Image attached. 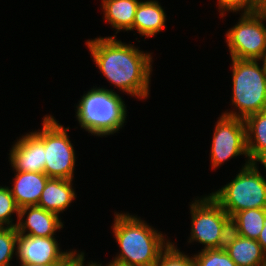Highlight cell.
<instances>
[{
    "label": "cell",
    "instance_id": "6da1fadb",
    "mask_svg": "<svg viewBox=\"0 0 266 266\" xmlns=\"http://www.w3.org/2000/svg\"><path fill=\"white\" fill-rule=\"evenodd\" d=\"M115 37L87 40L95 64L106 79L123 92L137 98H147L152 71L151 53H144Z\"/></svg>",
    "mask_w": 266,
    "mask_h": 266
},
{
    "label": "cell",
    "instance_id": "7a4b0ae2",
    "mask_svg": "<svg viewBox=\"0 0 266 266\" xmlns=\"http://www.w3.org/2000/svg\"><path fill=\"white\" fill-rule=\"evenodd\" d=\"M144 222L129 213L115 214L112 228L121 252L111 263L153 266L157 262L160 253L170 241H166L162 233Z\"/></svg>",
    "mask_w": 266,
    "mask_h": 266
},
{
    "label": "cell",
    "instance_id": "3957f363",
    "mask_svg": "<svg viewBox=\"0 0 266 266\" xmlns=\"http://www.w3.org/2000/svg\"><path fill=\"white\" fill-rule=\"evenodd\" d=\"M114 90L92 88L77 105L76 117L88 133L106 136L122 128L126 119V106Z\"/></svg>",
    "mask_w": 266,
    "mask_h": 266
},
{
    "label": "cell",
    "instance_id": "277c9868",
    "mask_svg": "<svg viewBox=\"0 0 266 266\" xmlns=\"http://www.w3.org/2000/svg\"><path fill=\"white\" fill-rule=\"evenodd\" d=\"M232 60V104L235 111L223 115L245 119L247 116L266 110V68L257 60Z\"/></svg>",
    "mask_w": 266,
    "mask_h": 266
},
{
    "label": "cell",
    "instance_id": "5b68a950",
    "mask_svg": "<svg viewBox=\"0 0 266 266\" xmlns=\"http://www.w3.org/2000/svg\"><path fill=\"white\" fill-rule=\"evenodd\" d=\"M257 164L247 160L234 180L210 194L231 218L242 210L266 208V179Z\"/></svg>",
    "mask_w": 266,
    "mask_h": 266
},
{
    "label": "cell",
    "instance_id": "8992f818",
    "mask_svg": "<svg viewBox=\"0 0 266 266\" xmlns=\"http://www.w3.org/2000/svg\"><path fill=\"white\" fill-rule=\"evenodd\" d=\"M192 217L191 238L188 242L198 241L204 249L224 248L231 230V217L210 196L195 200L190 205Z\"/></svg>",
    "mask_w": 266,
    "mask_h": 266
},
{
    "label": "cell",
    "instance_id": "52a82bcc",
    "mask_svg": "<svg viewBox=\"0 0 266 266\" xmlns=\"http://www.w3.org/2000/svg\"><path fill=\"white\" fill-rule=\"evenodd\" d=\"M42 131L34 133L44 142L45 167L44 173L49 178L73 179L76 162L74 147L69 140L67 131L53 116H45Z\"/></svg>",
    "mask_w": 266,
    "mask_h": 266
},
{
    "label": "cell",
    "instance_id": "ba28073f",
    "mask_svg": "<svg viewBox=\"0 0 266 266\" xmlns=\"http://www.w3.org/2000/svg\"><path fill=\"white\" fill-rule=\"evenodd\" d=\"M266 16L244 11L239 22L226 33L230 57L241 60H263L266 54Z\"/></svg>",
    "mask_w": 266,
    "mask_h": 266
},
{
    "label": "cell",
    "instance_id": "9c48e42d",
    "mask_svg": "<svg viewBox=\"0 0 266 266\" xmlns=\"http://www.w3.org/2000/svg\"><path fill=\"white\" fill-rule=\"evenodd\" d=\"M213 134L210 152L212 168H218L235 156L248 157L244 119L222 114Z\"/></svg>",
    "mask_w": 266,
    "mask_h": 266
},
{
    "label": "cell",
    "instance_id": "30bf717a",
    "mask_svg": "<svg viewBox=\"0 0 266 266\" xmlns=\"http://www.w3.org/2000/svg\"><path fill=\"white\" fill-rule=\"evenodd\" d=\"M16 255L21 262L35 264L66 263L77 251L62 252L55 237L18 234Z\"/></svg>",
    "mask_w": 266,
    "mask_h": 266
},
{
    "label": "cell",
    "instance_id": "8fae6325",
    "mask_svg": "<svg viewBox=\"0 0 266 266\" xmlns=\"http://www.w3.org/2000/svg\"><path fill=\"white\" fill-rule=\"evenodd\" d=\"M9 155L15 171L44 173L45 146L34 132L22 136L13 145Z\"/></svg>",
    "mask_w": 266,
    "mask_h": 266
},
{
    "label": "cell",
    "instance_id": "7c38bea8",
    "mask_svg": "<svg viewBox=\"0 0 266 266\" xmlns=\"http://www.w3.org/2000/svg\"><path fill=\"white\" fill-rule=\"evenodd\" d=\"M27 218L24 220V216ZM16 223L18 234L54 237V233L63 228L59 215L38 206H26L19 209V218ZM29 230V231H27ZM28 232V233H25Z\"/></svg>",
    "mask_w": 266,
    "mask_h": 266
},
{
    "label": "cell",
    "instance_id": "4fadbf2b",
    "mask_svg": "<svg viewBox=\"0 0 266 266\" xmlns=\"http://www.w3.org/2000/svg\"><path fill=\"white\" fill-rule=\"evenodd\" d=\"M224 249L237 266H266V253L255 239L228 233Z\"/></svg>",
    "mask_w": 266,
    "mask_h": 266
},
{
    "label": "cell",
    "instance_id": "5bb4252c",
    "mask_svg": "<svg viewBox=\"0 0 266 266\" xmlns=\"http://www.w3.org/2000/svg\"><path fill=\"white\" fill-rule=\"evenodd\" d=\"M14 185L10 188L18 208L37 206L49 177L45 173L15 171Z\"/></svg>",
    "mask_w": 266,
    "mask_h": 266
},
{
    "label": "cell",
    "instance_id": "9a60e30c",
    "mask_svg": "<svg viewBox=\"0 0 266 266\" xmlns=\"http://www.w3.org/2000/svg\"><path fill=\"white\" fill-rule=\"evenodd\" d=\"M72 181L63 178H49L37 206L58 215L65 211L76 198Z\"/></svg>",
    "mask_w": 266,
    "mask_h": 266
},
{
    "label": "cell",
    "instance_id": "2e32d148",
    "mask_svg": "<svg viewBox=\"0 0 266 266\" xmlns=\"http://www.w3.org/2000/svg\"><path fill=\"white\" fill-rule=\"evenodd\" d=\"M165 21L164 9L157 1H140L131 30L135 29L142 36L152 37L166 27Z\"/></svg>",
    "mask_w": 266,
    "mask_h": 266
},
{
    "label": "cell",
    "instance_id": "e0dca14e",
    "mask_svg": "<svg viewBox=\"0 0 266 266\" xmlns=\"http://www.w3.org/2000/svg\"><path fill=\"white\" fill-rule=\"evenodd\" d=\"M139 0H102L104 17L114 29H132Z\"/></svg>",
    "mask_w": 266,
    "mask_h": 266
},
{
    "label": "cell",
    "instance_id": "ac0fdd59",
    "mask_svg": "<svg viewBox=\"0 0 266 266\" xmlns=\"http://www.w3.org/2000/svg\"><path fill=\"white\" fill-rule=\"evenodd\" d=\"M244 121L248 161L255 163L266 152V110L251 114Z\"/></svg>",
    "mask_w": 266,
    "mask_h": 266
},
{
    "label": "cell",
    "instance_id": "d6986e66",
    "mask_svg": "<svg viewBox=\"0 0 266 266\" xmlns=\"http://www.w3.org/2000/svg\"><path fill=\"white\" fill-rule=\"evenodd\" d=\"M266 222V208L246 209L231 218V230L239 236L257 240Z\"/></svg>",
    "mask_w": 266,
    "mask_h": 266
},
{
    "label": "cell",
    "instance_id": "ffe728a7",
    "mask_svg": "<svg viewBox=\"0 0 266 266\" xmlns=\"http://www.w3.org/2000/svg\"><path fill=\"white\" fill-rule=\"evenodd\" d=\"M201 250L193 256L194 266H237L224 248Z\"/></svg>",
    "mask_w": 266,
    "mask_h": 266
},
{
    "label": "cell",
    "instance_id": "44dd1931",
    "mask_svg": "<svg viewBox=\"0 0 266 266\" xmlns=\"http://www.w3.org/2000/svg\"><path fill=\"white\" fill-rule=\"evenodd\" d=\"M17 237L16 227H0V266H11L10 260L16 250Z\"/></svg>",
    "mask_w": 266,
    "mask_h": 266
},
{
    "label": "cell",
    "instance_id": "7402d4cb",
    "mask_svg": "<svg viewBox=\"0 0 266 266\" xmlns=\"http://www.w3.org/2000/svg\"><path fill=\"white\" fill-rule=\"evenodd\" d=\"M17 214L19 218V208L12 196L10 187L0 186V227H16L17 224L12 223L11 214Z\"/></svg>",
    "mask_w": 266,
    "mask_h": 266
},
{
    "label": "cell",
    "instance_id": "603a6c76",
    "mask_svg": "<svg viewBox=\"0 0 266 266\" xmlns=\"http://www.w3.org/2000/svg\"><path fill=\"white\" fill-rule=\"evenodd\" d=\"M153 266H194L193 257H188L184 253L180 252L175 245L170 244L163 250L157 262Z\"/></svg>",
    "mask_w": 266,
    "mask_h": 266
},
{
    "label": "cell",
    "instance_id": "cb8c5ba5",
    "mask_svg": "<svg viewBox=\"0 0 266 266\" xmlns=\"http://www.w3.org/2000/svg\"><path fill=\"white\" fill-rule=\"evenodd\" d=\"M218 9L223 17L225 11H255L256 0H218Z\"/></svg>",
    "mask_w": 266,
    "mask_h": 266
},
{
    "label": "cell",
    "instance_id": "d4e9b609",
    "mask_svg": "<svg viewBox=\"0 0 266 266\" xmlns=\"http://www.w3.org/2000/svg\"><path fill=\"white\" fill-rule=\"evenodd\" d=\"M84 253H77L73 255L64 265L62 266H84ZM87 266H97V263H89Z\"/></svg>",
    "mask_w": 266,
    "mask_h": 266
},
{
    "label": "cell",
    "instance_id": "484cf974",
    "mask_svg": "<svg viewBox=\"0 0 266 266\" xmlns=\"http://www.w3.org/2000/svg\"><path fill=\"white\" fill-rule=\"evenodd\" d=\"M257 241L262 247L263 251L266 253V222H265V225L263 226V229L260 232V235Z\"/></svg>",
    "mask_w": 266,
    "mask_h": 266
},
{
    "label": "cell",
    "instance_id": "4316f807",
    "mask_svg": "<svg viewBox=\"0 0 266 266\" xmlns=\"http://www.w3.org/2000/svg\"><path fill=\"white\" fill-rule=\"evenodd\" d=\"M255 11L266 16V0H256Z\"/></svg>",
    "mask_w": 266,
    "mask_h": 266
},
{
    "label": "cell",
    "instance_id": "83f0119b",
    "mask_svg": "<svg viewBox=\"0 0 266 266\" xmlns=\"http://www.w3.org/2000/svg\"><path fill=\"white\" fill-rule=\"evenodd\" d=\"M21 266H62L65 263H50V264H35V263H27V262H20Z\"/></svg>",
    "mask_w": 266,
    "mask_h": 266
},
{
    "label": "cell",
    "instance_id": "f1b7e54d",
    "mask_svg": "<svg viewBox=\"0 0 266 266\" xmlns=\"http://www.w3.org/2000/svg\"><path fill=\"white\" fill-rule=\"evenodd\" d=\"M257 162H261L262 165H264L265 169H266V152L264 154H262L256 161Z\"/></svg>",
    "mask_w": 266,
    "mask_h": 266
},
{
    "label": "cell",
    "instance_id": "f546056e",
    "mask_svg": "<svg viewBox=\"0 0 266 266\" xmlns=\"http://www.w3.org/2000/svg\"><path fill=\"white\" fill-rule=\"evenodd\" d=\"M97 266H102L100 263L98 264L97 263ZM106 266H125V265H121V264H116V263H109L108 265H106Z\"/></svg>",
    "mask_w": 266,
    "mask_h": 266
},
{
    "label": "cell",
    "instance_id": "4dcf8cb0",
    "mask_svg": "<svg viewBox=\"0 0 266 266\" xmlns=\"http://www.w3.org/2000/svg\"><path fill=\"white\" fill-rule=\"evenodd\" d=\"M262 61H263L264 65H265V68H266V54H265V56H264Z\"/></svg>",
    "mask_w": 266,
    "mask_h": 266
}]
</instances>
